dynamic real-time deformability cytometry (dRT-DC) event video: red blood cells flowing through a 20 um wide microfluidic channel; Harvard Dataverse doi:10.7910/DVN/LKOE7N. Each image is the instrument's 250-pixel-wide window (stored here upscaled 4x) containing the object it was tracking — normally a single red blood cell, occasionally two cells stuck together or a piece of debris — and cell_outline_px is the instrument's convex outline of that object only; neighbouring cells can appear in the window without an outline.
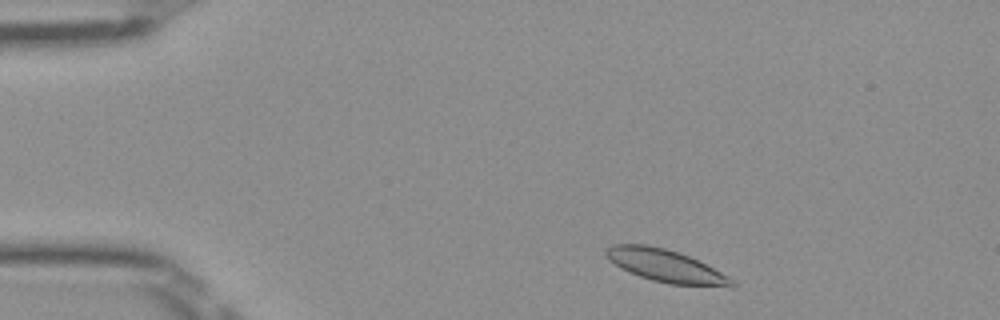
{"species": "Egyptian fruit bat (a non-hibernating species)", "species_latin": "Rousettus aegyptiacus", "temperature_condition": "room temperature", "stored_images_in_passage": 46, "camera_frame_rate_fps": 3000, "um_per_image_px": 0.085, "frame": {"image": 1, "passage_image": 3, "time_ms": 0.667, "image_size_px": [1000, 320], "cell_outline_px": [[736, 288], [732, 288], [668, 284], [652, 280], [628, 272], [620, 268], [608, 260], [604, 252], [612, 244], [644, 244], [664, 248], [688, 256], [736, 280]], "centroid_in_image_um": [56.61, 22.63], "position_along_channel_um": 28.4, "area_um2": 23.99}}
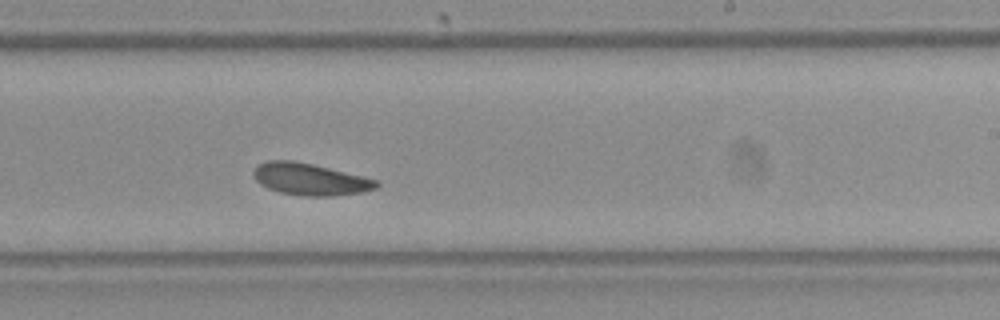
{"frame": {"image": 2, "passage_image": 26, "time_ms": 8.333, "image_size_px": [1000, 320], "cell_outline_px": [[380, 184], [376, 188], [360, 192], [332, 196], [304, 196], [280, 192], [268, 188], [260, 184], [256, 180], [252, 172], [260, 164], [268, 160], [292, 160], [312, 164], [364, 176], [376, 180]], "centroid_in_image_um": [26.35, 15.23], "position_along_channel_um": 262.7, "area_um2": 22.66}}
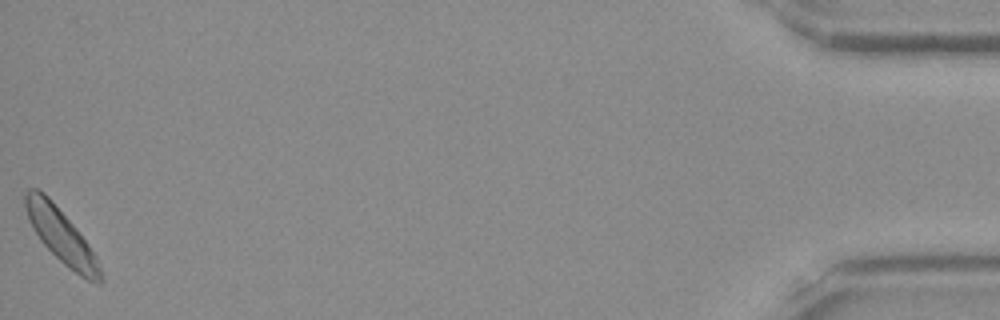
{"frame": {"image": 3, "passage_image": 46, "time_ms": 15.0, "image_size_px": [1000, 320], "cell_outline_px": [[104, 280], [100, 284], [96, 284], [80, 276], [68, 268], [40, 240], [32, 228], [28, 220], [24, 204], [24, 192], [28, 188], [36, 188], [44, 192], [52, 200], [76, 228], [88, 244], [96, 256], [104, 276]], "centroid_in_image_um": [5.2, 20.05], "position_along_channel_um": 430.0, "area_um2": 23.76}, "authors_computed_cell_mechanics": {"area_um2": 23.0333, "velocity_mm_per_s": 3.9195, "shape_relaxation_time_tau1_ms": null, "shape_relaxation_time_tau2_ms": 5.3328, "deformation_change_tau1": null, "deformation_change_tau2": 0.1101}}